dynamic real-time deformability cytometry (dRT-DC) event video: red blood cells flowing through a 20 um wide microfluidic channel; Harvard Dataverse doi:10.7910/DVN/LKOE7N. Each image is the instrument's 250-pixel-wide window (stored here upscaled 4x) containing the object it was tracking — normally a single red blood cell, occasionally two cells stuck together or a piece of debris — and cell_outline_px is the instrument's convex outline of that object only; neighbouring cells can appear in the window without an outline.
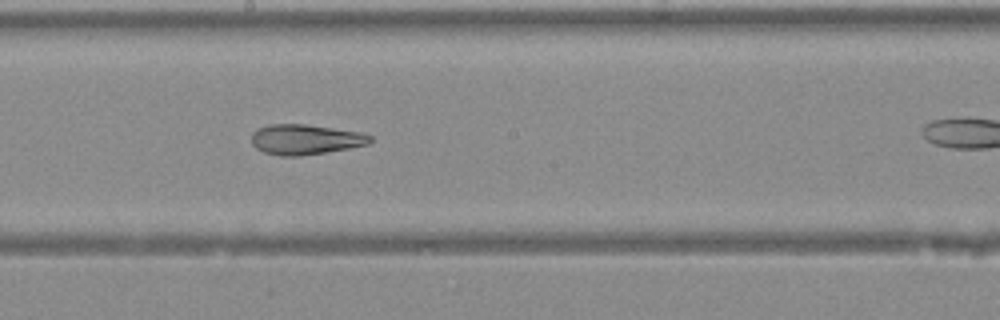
{"species": "Egyptian fruit bat (a non-hibernating species)", "species_latin": "Rousettus aegyptiacus", "temperature_condition": "warm", "stored_images_in_passage": 27, "camera_frame_rate_fps": 3000, "um_per_image_px": 0.085, "animal": {"sex": "female"}, "frame": {"image": 1, "passage_image": 16, "time_ms": 5.0, "image_size_px": [1000, 320], "cell_outline_px": [[372, 140], [368, 144], [348, 148], [300, 156], [280, 156], [264, 152], [256, 148], [252, 144], [252, 132], [256, 128], [268, 124], [304, 124], [360, 132], [372, 136]], "centroid_in_image_um": [25.91, 11.85], "position_along_channel_um": 222.3, "area_um2": 20.81}}
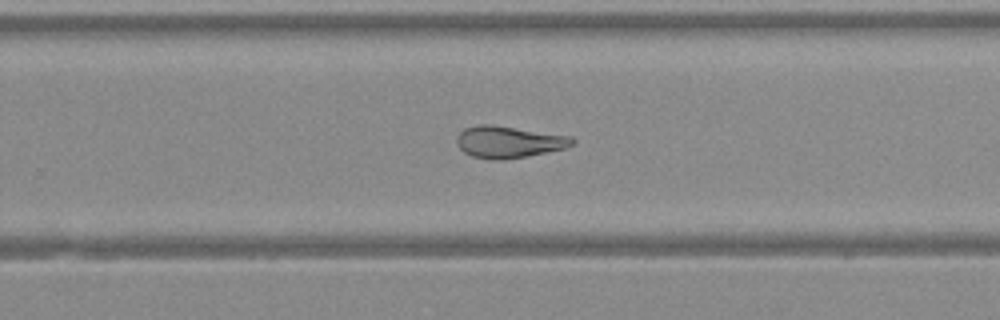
{"frame": {"image": 2, "passage_image": 20, "time_ms": 6.333, "image_size_px": [1000, 320], "cell_outline_px": [[576, 140], [572, 144], [564, 148], [528, 156], [504, 160], [492, 160], [472, 156], [464, 152], [460, 148], [456, 140], [456, 136], [464, 128], [476, 124], [492, 124], [572, 136]], "centroid_in_image_um": [43.22, 12.05], "position_along_channel_um": 286.6, "area_um2": 21.56}}